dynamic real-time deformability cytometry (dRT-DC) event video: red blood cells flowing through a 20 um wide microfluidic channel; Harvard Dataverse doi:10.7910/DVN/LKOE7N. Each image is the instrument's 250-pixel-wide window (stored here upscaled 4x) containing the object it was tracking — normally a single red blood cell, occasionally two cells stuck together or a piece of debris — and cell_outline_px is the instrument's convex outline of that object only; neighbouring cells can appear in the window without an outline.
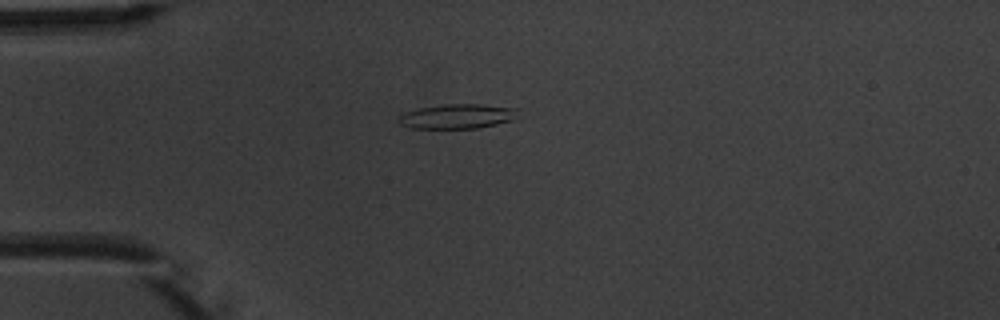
{"species": "common noctule bat (a hibernating species)", "species_latin": "Nyctalus noctula", "temperature_condition": "warm", "stored_images_in_passage": 7, "camera_frame_rate_fps": 3000, "um_per_image_px": 0.085, "animal": {"sex": "male", "body_mass_g": 20.1, "forearm_length_mm": 53.5}, "frame": {"image": 1, "passage_image": 4, "time_ms": 3.667, "image_size_px": [1000, 320], "cell_outline_px": [[520, 108], [516, 120], [476, 128], [412, 128], [400, 124], [400, 116], [404, 112], [420, 108], [444, 104], [480, 104]], "centroid_in_image_um": [38.96, 9.88], "position_along_channel_um": 46.0, "area_um2": 17.17}}
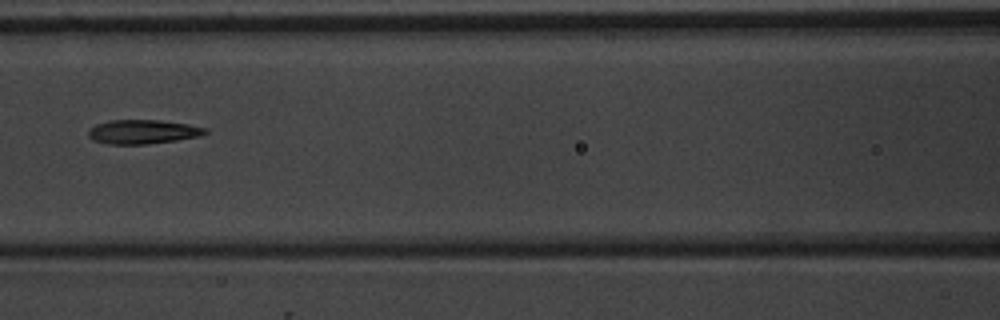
{"frame": {"image": 2, "passage_image": 7, "time_ms": 7.0, "image_size_px": [1000, 320], "cell_outline_px": [[208, 132], [200, 136], [176, 140], [148, 144], [108, 144], [92, 140], [88, 136], [88, 128], [96, 124], [108, 120], [160, 120], [188, 124], [208, 128]], "centroid_in_image_um": [12.12, 11.2], "position_along_channel_um": 154.5, "area_um2": 16.59}}